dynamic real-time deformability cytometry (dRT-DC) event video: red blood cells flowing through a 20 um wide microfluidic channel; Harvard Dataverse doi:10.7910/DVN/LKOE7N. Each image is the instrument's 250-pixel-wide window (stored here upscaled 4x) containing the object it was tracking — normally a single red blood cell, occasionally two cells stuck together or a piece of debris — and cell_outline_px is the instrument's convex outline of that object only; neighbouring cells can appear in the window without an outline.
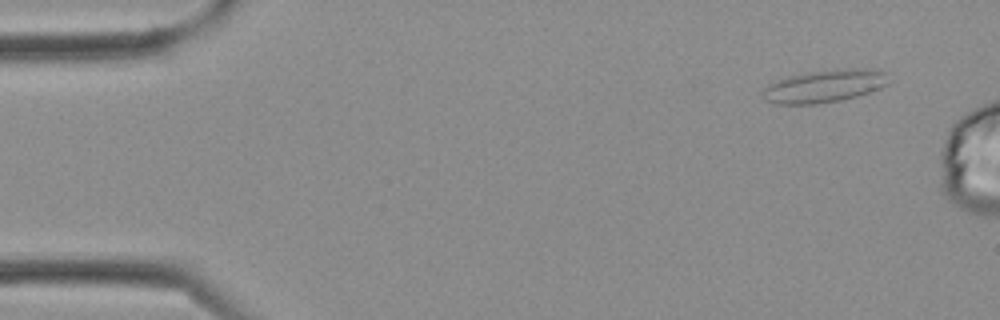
{"species": "Egyptian fruit bat (a non-hibernating species)", "species_latin": "Rousettus aegyptiacus", "temperature_condition": "cold", "stored_images_in_passage": 4, "camera_frame_rate_fps": 3000, "um_per_image_px": 0.085, "frame": {"image": 1, "passage_image": 1, "time_ms": 0.0, "image_size_px": [1000, 320], "cell_outline_px": [[888, 84], [880, 88], [856, 96], [840, 100], [816, 104], [776, 104], [764, 100], [764, 88], [768, 84], [776, 80], [788, 76], [808, 72], [836, 68], [872, 68], [888, 72]], "centroid_in_image_um": [70.11, 7.29], "position_along_channel_um": 14.9, "area_um2": 24.22}}